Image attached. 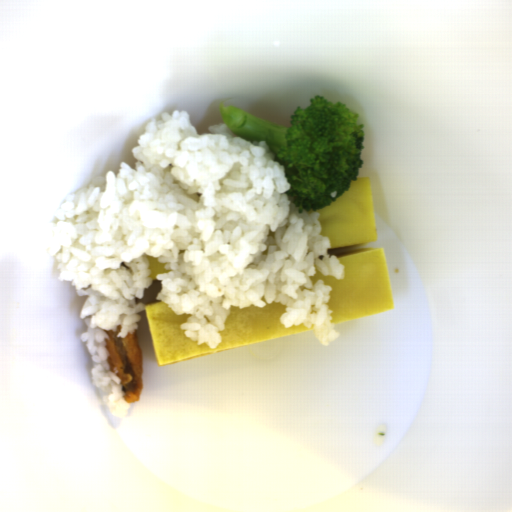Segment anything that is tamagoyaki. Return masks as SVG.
<instances>
[{"mask_svg": "<svg viewBox=\"0 0 512 512\" xmlns=\"http://www.w3.org/2000/svg\"><path fill=\"white\" fill-rule=\"evenodd\" d=\"M146 261L151 269L150 279L151 281H159L156 277L157 273H165V263H161L158 258L151 256H145Z\"/></svg>", "mask_w": 512, "mask_h": 512, "instance_id": "tamagoyaki-3", "label": "tamagoyaki"}, {"mask_svg": "<svg viewBox=\"0 0 512 512\" xmlns=\"http://www.w3.org/2000/svg\"><path fill=\"white\" fill-rule=\"evenodd\" d=\"M328 253L339 259L344 276L313 274L330 286L327 305L332 326L393 310L395 301L384 248H358L377 240L369 176L356 175L347 190L318 210Z\"/></svg>", "mask_w": 512, "mask_h": 512, "instance_id": "tamagoyaki-1", "label": "tamagoyaki"}, {"mask_svg": "<svg viewBox=\"0 0 512 512\" xmlns=\"http://www.w3.org/2000/svg\"><path fill=\"white\" fill-rule=\"evenodd\" d=\"M144 312L158 367L314 331V325L285 328L280 322L284 313L281 301L268 303L263 308L231 306L224 329L220 331V341L210 347L184 336L181 327L188 314L176 315L161 300L144 305Z\"/></svg>", "mask_w": 512, "mask_h": 512, "instance_id": "tamagoyaki-2", "label": "tamagoyaki"}]
</instances>
